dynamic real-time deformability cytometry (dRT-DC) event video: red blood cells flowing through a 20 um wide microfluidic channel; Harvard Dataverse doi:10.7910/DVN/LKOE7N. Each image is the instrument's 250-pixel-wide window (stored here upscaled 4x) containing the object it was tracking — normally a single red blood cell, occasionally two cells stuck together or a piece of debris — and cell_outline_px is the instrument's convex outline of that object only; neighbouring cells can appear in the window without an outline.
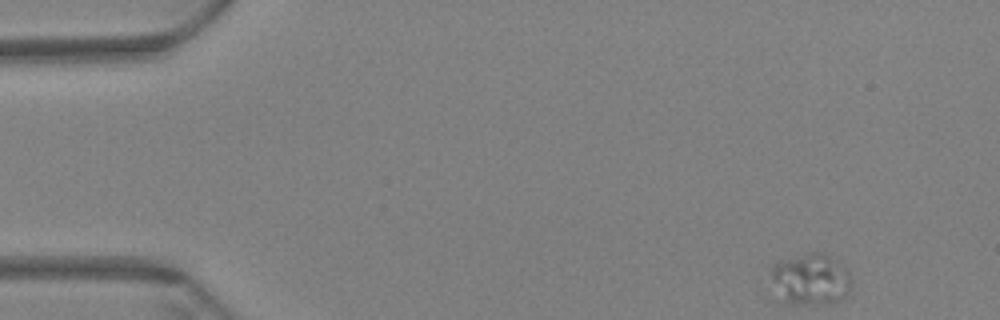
{"species": "Egyptian fruit bat (a non-hibernating species)", "species_latin": "Rousettus aegyptiacus", "temperature_condition": "warm", "stored_images_in_passage": 57, "camera_frame_rate_fps": 3000, "um_per_image_px": 0.085, "animal": {"sex": "female"}, "frame": {"image": 1, "passage_image": 1, "time_ms": 0.0, "image_size_px": [1000, 320], "cell_outline_px": [[852, 288], [848, 296], [832, 304], [784, 304], [772, 284], [772, 264], [808, 252], [824, 252], [844, 268], [848, 272], [852, 280]], "centroid_in_image_um": [68.93, 23.78], "position_along_channel_um": 16.1, "area_um2": 24.45}}
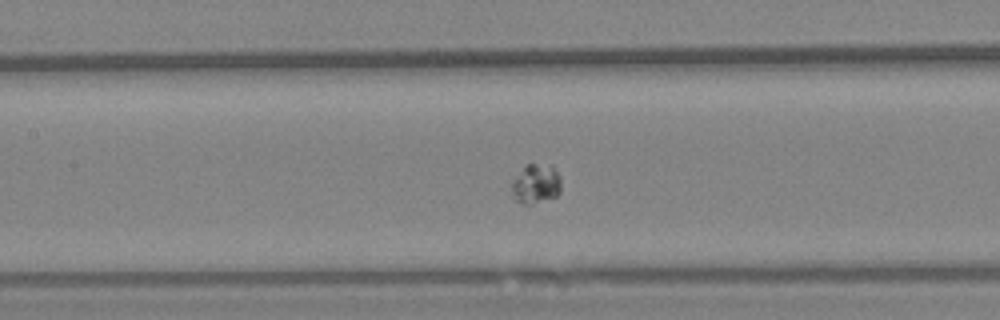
{"frame": {"image": 2, "passage_image": 24, "time_ms": 7.667, "image_size_px": [1000, 320], "cell_outline_px": [[560, 192], [556, 196], [532, 204], [524, 204], [512, 200], [512, 180], [528, 164], [552, 164], [560, 180]], "centroid_in_image_um": [45.53, 15.65], "position_along_channel_um": 161.9, "area_um2": 11.33}}
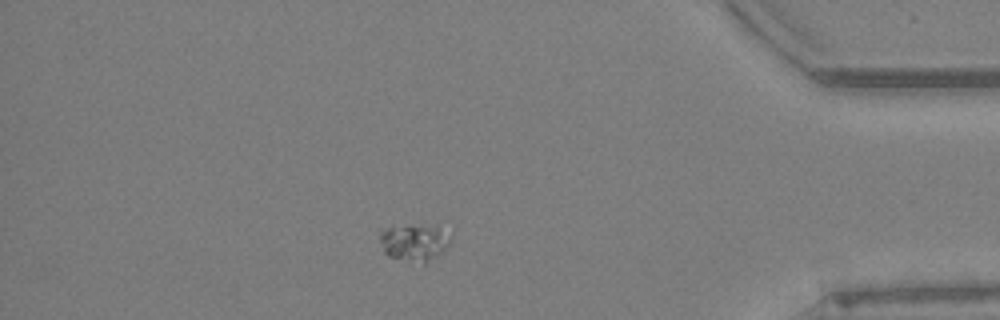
{"frame": {"image": 3, "passage_image": 49, "time_ms": 16.0, "image_size_px": [1000, 320], "cell_outline_px": [[452, 236], [448, 244], [436, 256], [424, 264], [388, 256], [384, 252], [380, 240], [380, 232], [392, 224], [436, 228]], "centroid_in_image_um": [35.14, 20.61], "position_along_channel_um": 400.1, "area_um2": 14.8}}